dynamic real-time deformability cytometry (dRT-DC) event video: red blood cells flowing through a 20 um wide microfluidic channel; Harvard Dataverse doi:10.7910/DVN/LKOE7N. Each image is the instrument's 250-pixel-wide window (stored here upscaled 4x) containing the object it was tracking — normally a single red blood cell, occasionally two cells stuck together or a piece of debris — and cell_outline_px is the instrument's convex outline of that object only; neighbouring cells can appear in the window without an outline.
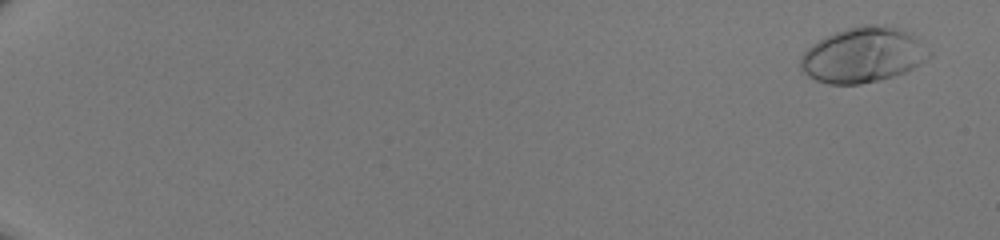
{"species": "human", "species_latin": "Homo sapiens", "temperature_condition": "room temperature", "stored_images_in_passage": 13, "camera_frame_rate_fps": 3000, "um_per_image_px": 0.085, "donor": {"sex": "male"}, "frame": {"image": 1, "passage_image": 3, "time_ms": 0.667, "image_size_px": [1000, 240], "cell_outline_px": [[932, 56], [928, 60], [904, 72], [892, 76], [860, 84], [828, 84], [816, 80], [800, 72], [800, 56], [812, 44], [836, 32], [848, 28], [864, 24], [892, 24], [904, 28], [912, 32], [932, 52]], "centroid_in_image_um": [73.41, 4.64], "position_along_channel_um": 11.6, "area_um2": 41.91}}